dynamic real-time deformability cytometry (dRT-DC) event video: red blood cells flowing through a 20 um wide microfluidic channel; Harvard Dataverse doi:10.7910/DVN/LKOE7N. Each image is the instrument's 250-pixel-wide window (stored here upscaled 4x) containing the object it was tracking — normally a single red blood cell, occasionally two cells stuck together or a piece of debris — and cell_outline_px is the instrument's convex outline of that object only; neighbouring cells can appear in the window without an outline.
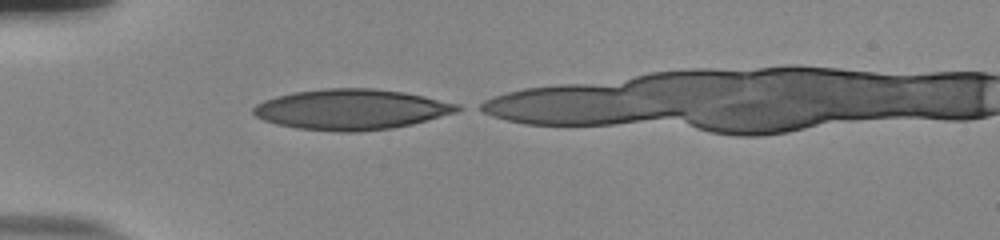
{"species": "human", "species_latin": "Homo sapiens", "temperature_condition": "room temperature", "stored_images_in_passage": 29, "camera_frame_rate_fps": 3000, "um_per_image_px": 0.085, "donor": {"sex": "male"}, "frame": {"image": 1, "passage_image": 1, "time_ms": 0.0, "image_size_px": [1000, 240], "cell_outline_px": [[464, 108], [456, 112], [412, 124], [392, 128], [356, 132], [340, 132], [296, 128], [276, 124], [264, 120], [256, 116], [252, 112], [252, 108], [256, 104], [264, 100], [276, 96], [296, 92], [324, 88], [372, 88], [404, 92], [424, 96], [460, 104]], "centroid_in_image_um": [29.86, 9.3], "position_along_channel_um": 55.1, "area_um2": 48.15}}
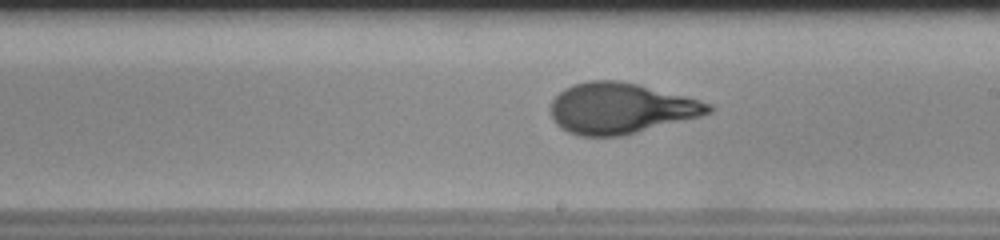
{"frame": {"image": 2, "passage_image": 16, "time_ms": 5.0, "image_size_px": [1000, 240], "cell_outline_px": [[716, 108], [712, 112], [700, 116], [620, 136], [580, 136], [568, 132], [560, 128], [556, 124], [552, 116], [552, 100], [564, 88], [572, 84], [588, 80], [616, 80], [636, 84], [700, 100], [712, 104]], "centroid_in_image_um": [52.74, 9.2], "position_along_channel_um": 236.3, "area_um2": 46.36}}
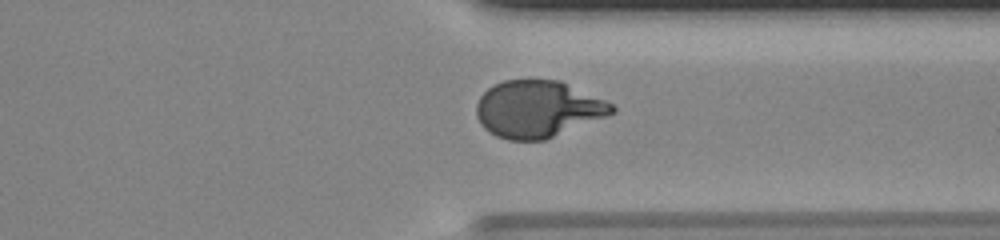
{"frame": {"image": 3, "passage_image": 26, "time_ms": 8.333, "image_size_px": [1000, 240], "cell_outline_px": [[616, 112], [608, 116], [544, 140], [508, 140], [496, 136], [488, 132], [480, 124], [476, 116], [476, 104], [480, 96], [488, 88], [504, 80], [560, 80], [604, 100], [612, 104], [616, 108]], "centroid_in_image_um": [45.7, 9.28], "position_along_channel_um": 365.7, "area_um2": 44.91}}